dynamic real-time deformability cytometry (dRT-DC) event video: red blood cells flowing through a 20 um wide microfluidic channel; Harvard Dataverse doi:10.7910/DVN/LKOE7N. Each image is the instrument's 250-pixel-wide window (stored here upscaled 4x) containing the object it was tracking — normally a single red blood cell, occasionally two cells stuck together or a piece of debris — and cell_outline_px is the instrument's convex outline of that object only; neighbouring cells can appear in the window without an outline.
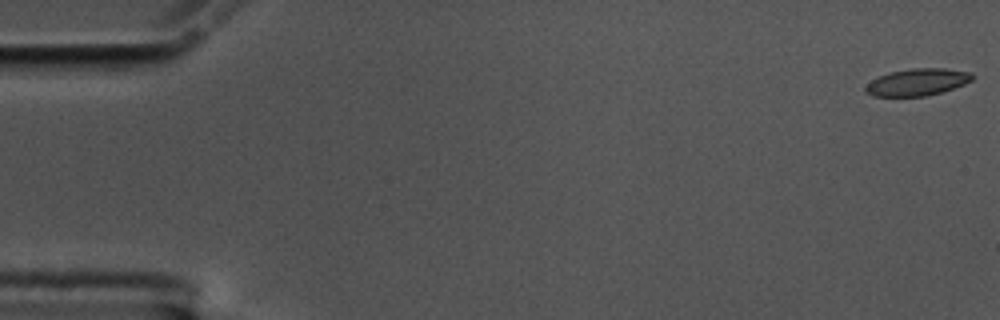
{"species": "common noctule bat (a hibernating species)", "species_latin": "Nyctalus noctula", "temperature_condition": "cold", "stored_images_in_passage": 12, "camera_frame_rate_fps": 3000, "um_per_image_px": 0.085, "animal": {"sex": "male", "body_mass_g": 17.5, "forearm_length_mm": 52.3}, "frame": {"image": 1, "passage_image": 1, "time_ms": 0.0, "image_size_px": [1000, 320], "cell_outline_px": [[976, 76], [972, 80], [964, 84], [940, 92], [924, 96], [872, 96], [864, 92], [864, 88], [872, 80], [888, 72], [912, 68], [944, 68], [972, 72]], "centroid_in_image_um": [77.98, 6.97], "position_along_channel_um": 7.0, "area_um2": 16.82}}